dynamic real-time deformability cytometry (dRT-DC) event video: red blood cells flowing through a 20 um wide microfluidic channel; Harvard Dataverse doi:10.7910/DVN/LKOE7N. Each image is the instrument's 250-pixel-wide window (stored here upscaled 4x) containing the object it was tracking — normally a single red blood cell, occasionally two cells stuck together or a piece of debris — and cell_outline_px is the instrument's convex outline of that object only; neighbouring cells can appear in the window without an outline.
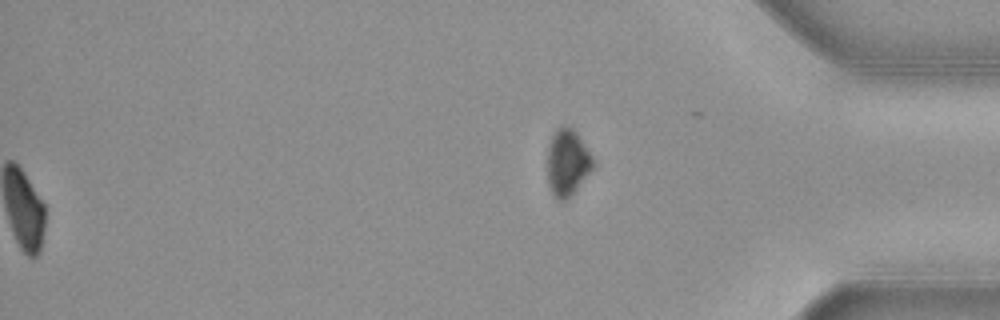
{"species": "common noctule bat (a hibernating species)", "species_latin": "Nyctalus noctula", "temperature_condition": "cold", "stored_images_in_passage": 58, "segment_of_instrument_passage": [2, 2], "camera_frame_rate_fps": 3000, "um_per_image_px": 0.085, "animal": {"sex": "female", "body_mass_g": 19.3, "forearm_length_mm": 54.1}, "frame": {"image": 1, "passage_image": 58, "time_ms": 19.0, "image_size_px": [1000, 320], "cell_outline_px": [[592, 168], [572, 192], [564, 200], [556, 200], [552, 196], [548, 184], [548, 148], [552, 136], [556, 128], [564, 124], [572, 128], [576, 132], [592, 156]], "centroid_in_image_um": [48.18, 13.78], "position_along_channel_um": 387.0, "area_um2": 17.22}}